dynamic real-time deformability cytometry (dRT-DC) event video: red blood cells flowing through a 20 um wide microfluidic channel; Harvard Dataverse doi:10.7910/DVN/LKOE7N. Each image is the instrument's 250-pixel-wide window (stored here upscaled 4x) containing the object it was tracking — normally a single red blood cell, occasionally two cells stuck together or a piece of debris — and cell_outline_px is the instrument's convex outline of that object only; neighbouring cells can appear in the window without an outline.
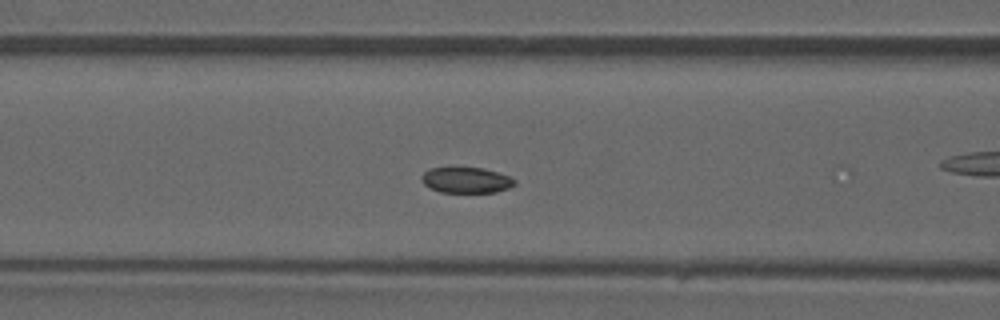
{"species": "common noctule bat (a hibernating species)", "species_latin": "Nyctalus noctula", "temperature_condition": "warm", "stored_images_in_passage": 15, "camera_frame_rate_fps": 3000, "um_per_image_px": 0.085, "animal": {"sex": "male", "forearm_length_mm": 52.5}, "frame": {"image": 1, "passage_image": 14, "time_ms": 4.333, "image_size_px": [1000, 320], "cell_outline_px": [[516, 184], [508, 188], [496, 192], [440, 192], [424, 184], [420, 176], [428, 168], [484, 168], [500, 172], [516, 180]], "centroid_in_image_um": [39.65, 15.3], "position_along_channel_um": 127.0, "area_um2": 13.93}}